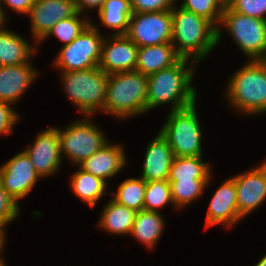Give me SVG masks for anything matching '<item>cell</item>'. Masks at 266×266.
<instances>
[{
	"label": "cell",
	"instance_id": "obj_1",
	"mask_svg": "<svg viewBox=\"0 0 266 266\" xmlns=\"http://www.w3.org/2000/svg\"><path fill=\"white\" fill-rule=\"evenodd\" d=\"M188 61L180 58L172 66L148 75L147 112L166 103L172 105L169 111L196 103V88L191 81L198 63Z\"/></svg>",
	"mask_w": 266,
	"mask_h": 266
},
{
	"label": "cell",
	"instance_id": "obj_2",
	"mask_svg": "<svg viewBox=\"0 0 266 266\" xmlns=\"http://www.w3.org/2000/svg\"><path fill=\"white\" fill-rule=\"evenodd\" d=\"M171 14V44L176 53L181 58L201 62L218 44V28L206 18L180 6H174Z\"/></svg>",
	"mask_w": 266,
	"mask_h": 266
},
{
	"label": "cell",
	"instance_id": "obj_3",
	"mask_svg": "<svg viewBox=\"0 0 266 266\" xmlns=\"http://www.w3.org/2000/svg\"><path fill=\"white\" fill-rule=\"evenodd\" d=\"M227 83L226 98L237 112L244 115L266 113L265 60H249Z\"/></svg>",
	"mask_w": 266,
	"mask_h": 266
},
{
	"label": "cell",
	"instance_id": "obj_4",
	"mask_svg": "<svg viewBox=\"0 0 266 266\" xmlns=\"http://www.w3.org/2000/svg\"><path fill=\"white\" fill-rule=\"evenodd\" d=\"M148 76L137 70L110 74L104 113L129 118L147 113Z\"/></svg>",
	"mask_w": 266,
	"mask_h": 266
},
{
	"label": "cell",
	"instance_id": "obj_5",
	"mask_svg": "<svg viewBox=\"0 0 266 266\" xmlns=\"http://www.w3.org/2000/svg\"><path fill=\"white\" fill-rule=\"evenodd\" d=\"M61 77L64 92L80 113L90 117L97 111L104 113L109 78L105 71L97 66L86 70L61 71Z\"/></svg>",
	"mask_w": 266,
	"mask_h": 266
},
{
	"label": "cell",
	"instance_id": "obj_6",
	"mask_svg": "<svg viewBox=\"0 0 266 266\" xmlns=\"http://www.w3.org/2000/svg\"><path fill=\"white\" fill-rule=\"evenodd\" d=\"M195 105L196 103L169 111L167 120L160 129L175 157L203 156L202 130Z\"/></svg>",
	"mask_w": 266,
	"mask_h": 266
},
{
	"label": "cell",
	"instance_id": "obj_7",
	"mask_svg": "<svg viewBox=\"0 0 266 266\" xmlns=\"http://www.w3.org/2000/svg\"><path fill=\"white\" fill-rule=\"evenodd\" d=\"M219 25L249 60H266V20L240 14L225 5Z\"/></svg>",
	"mask_w": 266,
	"mask_h": 266
},
{
	"label": "cell",
	"instance_id": "obj_8",
	"mask_svg": "<svg viewBox=\"0 0 266 266\" xmlns=\"http://www.w3.org/2000/svg\"><path fill=\"white\" fill-rule=\"evenodd\" d=\"M84 116L76 120L65 129H58L60 138L61 158L68 157L73 164H80L86 158L110 142L100 130L99 126Z\"/></svg>",
	"mask_w": 266,
	"mask_h": 266
},
{
	"label": "cell",
	"instance_id": "obj_9",
	"mask_svg": "<svg viewBox=\"0 0 266 266\" xmlns=\"http://www.w3.org/2000/svg\"><path fill=\"white\" fill-rule=\"evenodd\" d=\"M93 21L70 44L63 45L54 65L61 71H78L98 66L104 40Z\"/></svg>",
	"mask_w": 266,
	"mask_h": 266
},
{
	"label": "cell",
	"instance_id": "obj_10",
	"mask_svg": "<svg viewBox=\"0 0 266 266\" xmlns=\"http://www.w3.org/2000/svg\"><path fill=\"white\" fill-rule=\"evenodd\" d=\"M171 10L132 13L126 36L138 47L171 43Z\"/></svg>",
	"mask_w": 266,
	"mask_h": 266
},
{
	"label": "cell",
	"instance_id": "obj_11",
	"mask_svg": "<svg viewBox=\"0 0 266 266\" xmlns=\"http://www.w3.org/2000/svg\"><path fill=\"white\" fill-rule=\"evenodd\" d=\"M40 178L24 150L0 166V183L17 202L30 193Z\"/></svg>",
	"mask_w": 266,
	"mask_h": 266
},
{
	"label": "cell",
	"instance_id": "obj_12",
	"mask_svg": "<svg viewBox=\"0 0 266 266\" xmlns=\"http://www.w3.org/2000/svg\"><path fill=\"white\" fill-rule=\"evenodd\" d=\"M74 0H35L28 12L36 45L59 21L76 13Z\"/></svg>",
	"mask_w": 266,
	"mask_h": 266
},
{
	"label": "cell",
	"instance_id": "obj_13",
	"mask_svg": "<svg viewBox=\"0 0 266 266\" xmlns=\"http://www.w3.org/2000/svg\"><path fill=\"white\" fill-rule=\"evenodd\" d=\"M24 151L30 157L37 174L41 178L57 173L63 161L57 127L42 130L36 136L33 144Z\"/></svg>",
	"mask_w": 266,
	"mask_h": 266
},
{
	"label": "cell",
	"instance_id": "obj_14",
	"mask_svg": "<svg viewBox=\"0 0 266 266\" xmlns=\"http://www.w3.org/2000/svg\"><path fill=\"white\" fill-rule=\"evenodd\" d=\"M232 178L236 185L238 213L243 219L266 201V161Z\"/></svg>",
	"mask_w": 266,
	"mask_h": 266
},
{
	"label": "cell",
	"instance_id": "obj_15",
	"mask_svg": "<svg viewBox=\"0 0 266 266\" xmlns=\"http://www.w3.org/2000/svg\"><path fill=\"white\" fill-rule=\"evenodd\" d=\"M110 35L103 40L98 67L108 75L135 70L139 47L126 35Z\"/></svg>",
	"mask_w": 266,
	"mask_h": 266
},
{
	"label": "cell",
	"instance_id": "obj_16",
	"mask_svg": "<svg viewBox=\"0 0 266 266\" xmlns=\"http://www.w3.org/2000/svg\"><path fill=\"white\" fill-rule=\"evenodd\" d=\"M242 218L237 209V191L234 179L225 180L211 198L206 215V229L223 224L232 227Z\"/></svg>",
	"mask_w": 266,
	"mask_h": 266
},
{
	"label": "cell",
	"instance_id": "obj_17",
	"mask_svg": "<svg viewBox=\"0 0 266 266\" xmlns=\"http://www.w3.org/2000/svg\"><path fill=\"white\" fill-rule=\"evenodd\" d=\"M38 71L32 63L0 66V101L17 103L18 99L37 78Z\"/></svg>",
	"mask_w": 266,
	"mask_h": 266
},
{
	"label": "cell",
	"instance_id": "obj_18",
	"mask_svg": "<svg viewBox=\"0 0 266 266\" xmlns=\"http://www.w3.org/2000/svg\"><path fill=\"white\" fill-rule=\"evenodd\" d=\"M126 163L124 147L108 142L78 166L107 183V179L119 173Z\"/></svg>",
	"mask_w": 266,
	"mask_h": 266
},
{
	"label": "cell",
	"instance_id": "obj_19",
	"mask_svg": "<svg viewBox=\"0 0 266 266\" xmlns=\"http://www.w3.org/2000/svg\"><path fill=\"white\" fill-rule=\"evenodd\" d=\"M173 158L167 139L159 132L146 147L141 178L146 182L168 180Z\"/></svg>",
	"mask_w": 266,
	"mask_h": 266
},
{
	"label": "cell",
	"instance_id": "obj_20",
	"mask_svg": "<svg viewBox=\"0 0 266 266\" xmlns=\"http://www.w3.org/2000/svg\"><path fill=\"white\" fill-rule=\"evenodd\" d=\"M180 58L171 43L139 47L135 70L148 76L172 66Z\"/></svg>",
	"mask_w": 266,
	"mask_h": 266
},
{
	"label": "cell",
	"instance_id": "obj_21",
	"mask_svg": "<svg viewBox=\"0 0 266 266\" xmlns=\"http://www.w3.org/2000/svg\"><path fill=\"white\" fill-rule=\"evenodd\" d=\"M37 52V46L29 44L20 34L6 27L0 31V66L30 63V57Z\"/></svg>",
	"mask_w": 266,
	"mask_h": 266
},
{
	"label": "cell",
	"instance_id": "obj_22",
	"mask_svg": "<svg viewBox=\"0 0 266 266\" xmlns=\"http://www.w3.org/2000/svg\"><path fill=\"white\" fill-rule=\"evenodd\" d=\"M164 221L160 212L142 209L136 213L130 235L147 248L153 249L165 229Z\"/></svg>",
	"mask_w": 266,
	"mask_h": 266
},
{
	"label": "cell",
	"instance_id": "obj_23",
	"mask_svg": "<svg viewBox=\"0 0 266 266\" xmlns=\"http://www.w3.org/2000/svg\"><path fill=\"white\" fill-rule=\"evenodd\" d=\"M136 213L135 210L120 205L111 198L101 212L97 225L111 234L130 235Z\"/></svg>",
	"mask_w": 266,
	"mask_h": 266
},
{
	"label": "cell",
	"instance_id": "obj_24",
	"mask_svg": "<svg viewBox=\"0 0 266 266\" xmlns=\"http://www.w3.org/2000/svg\"><path fill=\"white\" fill-rule=\"evenodd\" d=\"M75 171L71 175V183L70 186L73 190V193L81 199V201H85L88 205L95 207L96 202L105 196L107 193L106 187L107 183L95 177L93 174L81 169Z\"/></svg>",
	"mask_w": 266,
	"mask_h": 266
},
{
	"label": "cell",
	"instance_id": "obj_25",
	"mask_svg": "<svg viewBox=\"0 0 266 266\" xmlns=\"http://www.w3.org/2000/svg\"><path fill=\"white\" fill-rule=\"evenodd\" d=\"M98 15L102 25L115 30L113 35H126L132 15L130 0H105Z\"/></svg>",
	"mask_w": 266,
	"mask_h": 266
},
{
	"label": "cell",
	"instance_id": "obj_26",
	"mask_svg": "<svg viewBox=\"0 0 266 266\" xmlns=\"http://www.w3.org/2000/svg\"><path fill=\"white\" fill-rule=\"evenodd\" d=\"M211 172L202 156H174L168 180H209Z\"/></svg>",
	"mask_w": 266,
	"mask_h": 266
},
{
	"label": "cell",
	"instance_id": "obj_27",
	"mask_svg": "<svg viewBox=\"0 0 266 266\" xmlns=\"http://www.w3.org/2000/svg\"><path fill=\"white\" fill-rule=\"evenodd\" d=\"M145 190L146 181L143 178H128L121 182L117 192H111V195L118 204L138 212L144 209Z\"/></svg>",
	"mask_w": 266,
	"mask_h": 266
},
{
	"label": "cell",
	"instance_id": "obj_28",
	"mask_svg": "<svg viewBox=\"0 0 266 266\" xmlns=\"http://www.w3.org/2000/svg\"><path fill=\"white\" fill-rule=\"evenodd\" d=\"M209 180H168L171 187V195L176 208L189 206L204 192Z\"/></svg>",
	"mask_w": 266,
	"mask_h": 266
},
{
	"label": "cell",
	"instance_id": "obj_29",
	"mask_svg": "<svg viewBox=\"0 0 266 266\" xmlns=\"http://www.w3.org/2000/svg\"><path fill=\"white\" fill-rule=\"evenodd\" d=\"M80 16L82 15L76 12L72 17L59 21L38 44L52 35L63 42V45L70 44L91 23L87 16H84L85 18Z\"/></svg>",
	"mask_w": 266,
	"mask_h": 266
},
{
	"label": "cell",
	"instance_id": "obj_30",
	"mask_svg": "<svg viewBox=\"0 0 266 266\" xmlns=\"http://www.w3.org/2000/svg\"><path fill=\"white\" fill-rule=\"evenodd\" d=\"M226 0H183L181 8L206 18L218 28V42L222 37V29L218 27L221 21Z\"/></svg>",
	"mask_w": 266,
	"mask_h": 266
},
{
	"label": "cell",
	"instance_id": "obj_31",
	"mask_svg": "<svg viewBox=\"0 0 266 266\" xmlns=\"http://www.w3.org/2000/svg\"><path fill=\"white\" fill-rule=\"evenodd\" d=\"M169 202L174 206L168 180L146 182L144 194L145 210L159 212L158 208L164 207Z\"/></svg>",
	"mask_w": 266,
	"mask_h": 266
},
{
	"label": "cell",
	"instance_id": "obj_32",
	"mask_svg": "<svg viewBox=\"0 0 266 266\" xmlns=\"http://www.w3.org/2000/svg\"><path fill=\"white\" fill-rule=\"evenodd\" d=\"M0 183V231L5 234L6 225L17 219L20 206Z\"/></svg>",
	"mask_w": 266,
	"mask_h": 266
},
{
	"label": "cell",
	"instance_id": "obj_33",
	"mask_svg": "<svg viewBox=\"0 0 266 266\" xmlns=\"http://www.w3.org/2000/svg\"><path fill=\"white\" fill-rule=\"evenodd\" d=\"M226 5L232 11L266 20V0H226Z\"/></svg>",
	"mask_w": 266,
	"mask_h": 266
},
{
	"label": "cell",
	"instance_id": "obj_34",
	"mask_svg": "<svg viewBox=\"0 0 266 266\" xmlns=\"http://www.w3.org/2000/svg\"><path fill=\"white\" fill-rule=\"evenodd\" d=\"M177 0H130L132 13L172 10Z\"/></svg>",
	"mask_w": 266,
	"mask_h": 266
},
{
	"label": "cell",
	"instance_id": "obj_35",
	"mask_svg": "<svg viewBox=\"0 0 266 266\" xmlns=\"http://www.w3.org/2000/svg\"><path fill=\"white\" fill-rule=\"evenodd\" d=\"M11 104L0 101V135H10L20 118Z\"/></svg>",
	"mask_w": 266,
	"mask_h": 266
},
{
	"label": "cell",
	"instance_id": "obj_36",
	"mask_svg": "<svg viewBox=\"0 0 266 266\" xmlns=\"http://www.w3.org/2000/svg\"><path fill=\"white\" fill-rule=\"evenodd\" d=\"M34 1L35 0H0V5L3 6L2 3H5L4 5H7L11 10L19 14L27 15Z\"/></svg>",
	"mask_w": 266,
	"mask_h": 266
},
{
	"label": "cell",
	"instance_id": "obj_37",
	"mask_svg": "<svg viewBox=\"0 0 266 266\" xmlns=\"http://www.w3.org/2000/svg\"><path fill=\"white\" fill-rule=\"evenodd\" d=\"M105 0H74L76 11L82 14L85 9L102 8Z\"/></svg>",
	"mask_w": 266,
	"mask_h": 266
},
{
	"label": "cell",
	"instance_id": "obj_38",
	"mask_svg": "<svg viewBox=\"0 0 266 266\" xmlns=\"http://www.w3.org/2000/svg\"><path fill=\"white\" fill-rule=\"evenodd\" d=\"M6 13H5V9L3 10V7L0 5V31L5 29L4 25L6 24L5 21L7 18H6Z\"/></svg>",
	"mask_w": 266,
	"mask_h": 266
},
{
	"label": "cell",
	"instance_id": "obj_39",
	"mask_svg": "<svg viewBox=\"0 0 266 266\" xmlns=\"http://www.w3.org/2000/svg\"><path fill=\"white\" fill-rule=\"evenodd\" d=\"M6 234H4L3 232L0 231V257L2 255V251H3V248H4V245H5V236Z\"/></svg>",
	"mask_w": 266,
	"mask_h": 266
},
{
	"label": "cell",
	"instance_id": "obj_40",
	"mask_svg": "<svg viewBox=\"0 0 266 266\" xmlns=\"http://www.w3.org/2000/svg\"><path fill=\"white\" fill-rule=\"evenodd\" d=\"M255 266H266V254L257 262Z\"/></svg>",
	"mask_w": 266,
	"mask_h": 266
},
{
	"label": "cell",
	"instance_id": "obj_41",
	"mask_svg": "<svg viewBox=\"0 0 266 266\" xmlns=\"http://www.w3.org/2000/svg\"><path fill=\"white\" fill-rule=\"evenodd\" d=\"M3 257H0V266H6L5 260L2 259Z\"/></svg>",
	"mask_w": 266,
	"mask_h": 266
}]
</instances>
